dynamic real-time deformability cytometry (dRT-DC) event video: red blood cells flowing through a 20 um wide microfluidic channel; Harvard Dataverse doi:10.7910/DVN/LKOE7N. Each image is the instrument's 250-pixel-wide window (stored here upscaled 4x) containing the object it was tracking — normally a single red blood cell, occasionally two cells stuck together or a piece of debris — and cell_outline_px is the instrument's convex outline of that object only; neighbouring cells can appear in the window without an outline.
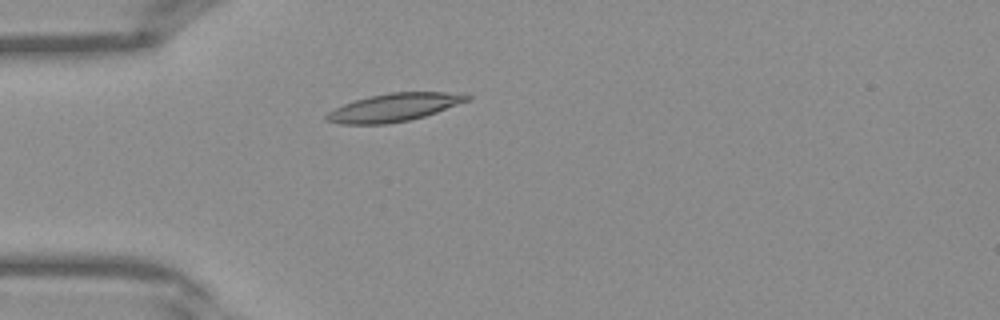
{"species": "Egyptian fruit bat (a non-hibernating species)", "species_latin": "Rousettus aegyptiacus", "temperature_condition": "warm", "stored_images_in_passage": 30, "camera_frame_rate_fps": 3000, "um_per_image_px": 0.085, "frame": {"image": 1, "passage_image": 1, "time_ms": 0.0, "image_size_px": [1000, 320], "cell_outline_px": [[472, 100], [424, 116], [408, 120], [384, 124], [340, 124], [324, 120], [324, 116], [328, 112], [344, 104], [368, 96], [388, 92], [444, 92], [472, 96]], "centroid_in_image_um": [33.48, 9.13], "position_along_channel_um": 51.5, "area_um2": 22.83}}
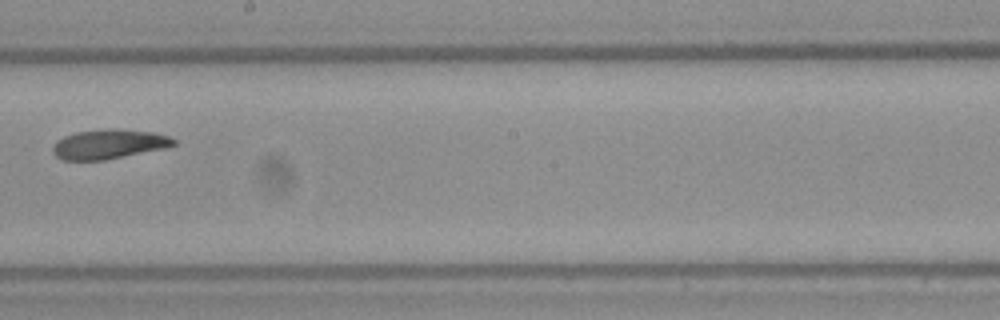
{"frame": {"image": 2, "passage_image": 13, "time_ms": 4.0, "image_size_px": [1000, 320], "cell_outline_px": [[176, 144], [164, 148], [104, 160], [60, 160], [52, 152], [52, 148], [56, 140], [64, 136], [76, 132], [108, 128], [116, 128], [152, 132], [168, 136], [176, 140]], "centroid_in_image_um": [9.21, 12.24], "position_along_channel_um": 239.0, "area_um2": 20.81}}
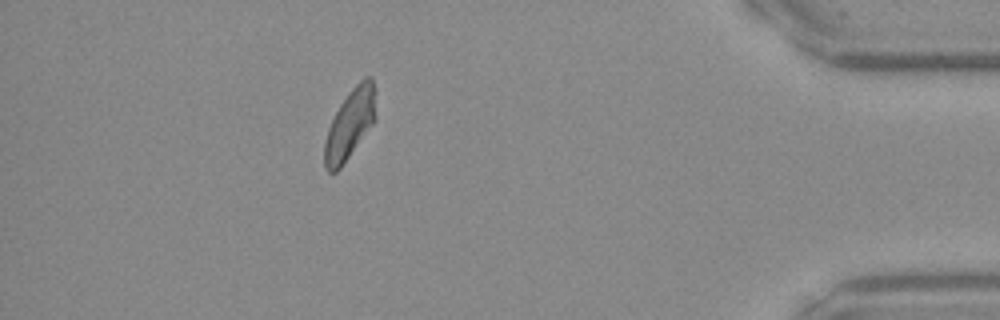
{"frame": {"image": 3, "passage_image": 26, "time_ms": 8.333, "image_size_px": [1000, 320], "cell_outline_px": [[376, 120], [340, 168], [336, 172], [328, 172], [324, 164], [324, 144], [328, 128], [340, 104], [348, 92], [364, 76], [372, 76], [376, 116]], "centroid_in_image_um": [29.74, 10.55], "position_along_channel_um": 405.5, "area_um2": 20.63}}